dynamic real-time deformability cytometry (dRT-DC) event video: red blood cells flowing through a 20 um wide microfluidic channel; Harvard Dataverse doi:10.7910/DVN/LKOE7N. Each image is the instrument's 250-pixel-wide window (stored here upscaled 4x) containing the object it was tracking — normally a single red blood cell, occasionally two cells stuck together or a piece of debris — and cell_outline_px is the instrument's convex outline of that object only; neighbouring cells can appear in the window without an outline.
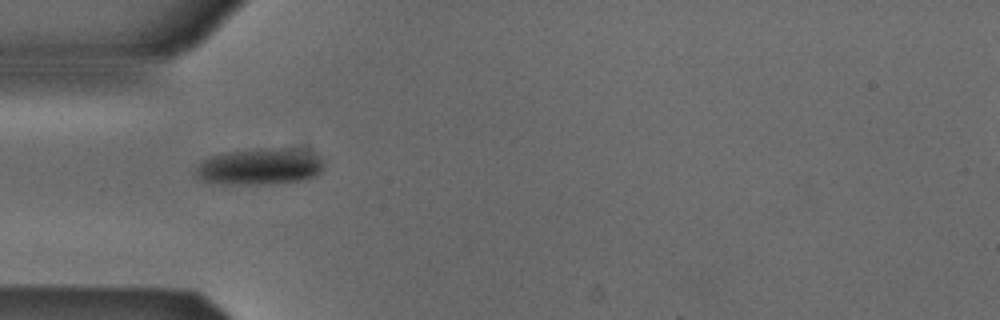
{"species": "Egyptian fruit bat (a non-hibernating species)", "species_latin": "Rousettus aegyptiacus", "temperature_condition": "cold", "stored_images_in_passage": 31, "camera_frame_rate_fps": 3000, "um_per_image_px": 0.085, "animal": {"sex": "male"}, "frame": {"image": 1, "passage_image": 1, "time_ms": 0.0, "image_size_px": [1000, 320], "cell_outline_px": [[324, 168], [316, 176], [308, 180], [276, 184], [212, 184], [196, 180], [192, 176], [196, 168], [204, 160], [212, 156], [228, 152], [260, 148], [280, 148], [312, 152], [320, 156], [324, 160]], "centroid_in_image_um": [22.08, 14.19], "position_along_channel_um": 62.9, "area_um2": 27.98}}
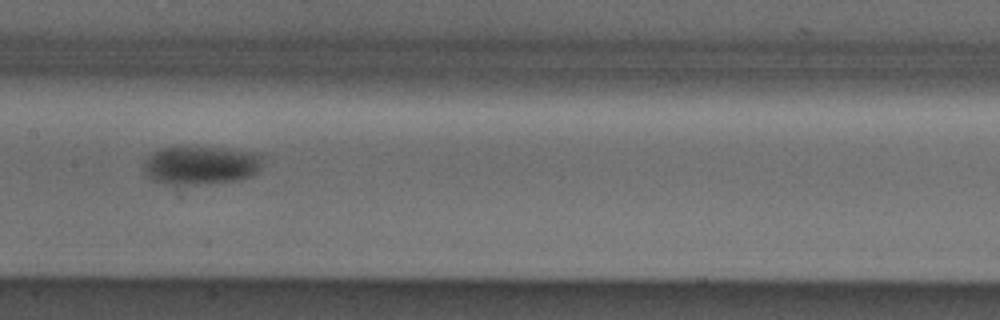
{"frame": {"image": 2, "passage_image": 11, "time_ms": 3.333, "image_size_px": [1000, 320], "cell_outline_px": [[260, 168], [256, 172], [248, 176], [236, 180], [176, 188], [172, 188], [152, 180], [148, 176], [144, 168], [144, 160], [148, 156], [160, 148], [220, 148], [248, 152], [260, 156]], "centroid_in_image_um": [16.94, 14.11], "position_along_channel_um": 190.5, "area_um2": 26.7}}
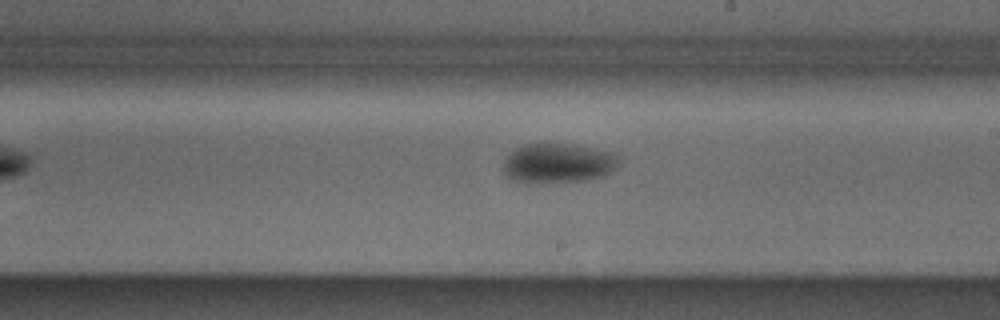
{"frame": {"image": 3, "passage_image": 15, "time_ms": 4.667, "image_size_px": [1000, 320], "cell_outline_px": [[620, 156], [616, 168], [608, 176], [588, 180], [516, 180], [508, 176], [504, 172], [504, 160], [516, 148], [524, 144], [540, 140], [572, 144], [612, 152]], "centroid_in_image_um": [47.51, 13.78], "position_along_channel_um": 241.5, "area_um2": 26.59}, "authors_computed_cell_mechanics": {"area_um2": 26.7036, "velocity_mm_per_s": 3.8711, "shape_relaxation_time_tau1_ms": 3.2561, "shape_relaxation_time_tau2_ms": null, "deformation_change_tau1": 0.1085, "deformation_change_tau2": null}}